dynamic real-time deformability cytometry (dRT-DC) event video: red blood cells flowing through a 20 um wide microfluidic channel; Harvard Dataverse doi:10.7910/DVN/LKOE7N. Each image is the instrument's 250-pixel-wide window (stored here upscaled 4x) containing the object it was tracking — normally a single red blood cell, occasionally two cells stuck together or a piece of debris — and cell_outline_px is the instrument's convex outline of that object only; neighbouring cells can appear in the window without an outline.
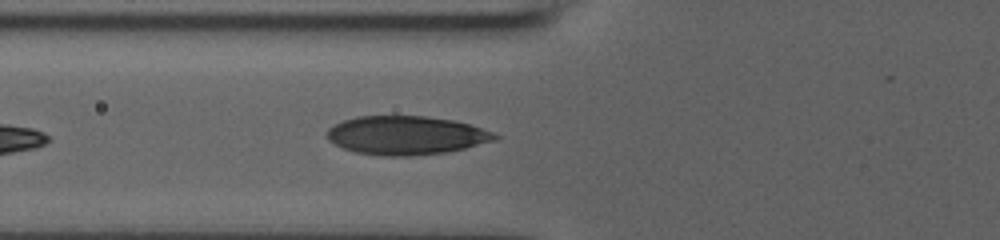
{"species": "human", "species_latin": "Homo sapiens", "temperature_condition": "room temperature", "stored_images_in_passage": 23, "camera_frame_rate_fps": 3000, "um_per_image_px": 0.085, "donor": {"sex": "male"}, "frame": {"image": 1, "passage_image": 4, "time_ms": 1.0, "image_size_px": [1000, 240], "cell_outline_px": [[500, 136], [496, 140], [464, 148], [444, 152], [408, 156], [384, 156], [356, 152], [344, 148], [328, 140], [328, 128], [332, 124], [356, 116], [428, 116], [452, 120], [468, 124], [492, 132]], "centroid_in_image_um": [34.5, 11.49], "position_along_channel_um": 91.3, "area_um2": 37.57}}
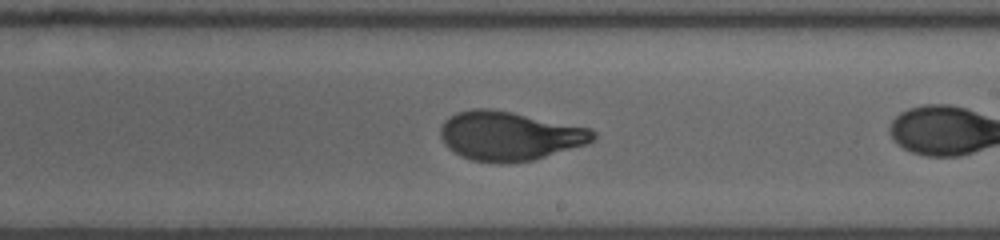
{"frame": {"image": 2, "passage_image": 13, "time_ms": 4.0, "image_size_px": [1000, 240], "cell_outline_px": [[596, 136], [588, 144], [532, 160], [508, 164], [500, 164], [472, 160], [460, 156], [448, 148], [444, 144], [440, 136], [440, 128], [444, 120], [448, 116], [456, 112], [472, 108], [488, 108], [512, 112], [592, 128], [596, 132]], "centroid_in_image_um": [43.28, 11.55], "position_along_channel_um": 245.7, "area_um2": 44.1}}
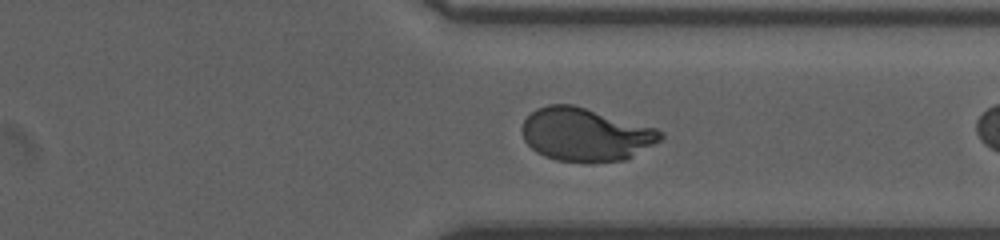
{"frame": {"image": 3, "passage_image": 22, "time_ms": 7.0, "image_size_px": [1000, 240], "cell_outline_px": [[664, 136], [660, 140], [632, 156], [624, 160], [592, 164], [556, 160], [544, 156], [536, 152], [524, 140], [520, 128], [524, 120], [536, 108], [548, 104], [572, 104], [656, 128], [664, 132]], "centroid_in_image_um": [49.74, 11.45], "position_along_channel_um": 361.7, "area_um2": 43.18}}